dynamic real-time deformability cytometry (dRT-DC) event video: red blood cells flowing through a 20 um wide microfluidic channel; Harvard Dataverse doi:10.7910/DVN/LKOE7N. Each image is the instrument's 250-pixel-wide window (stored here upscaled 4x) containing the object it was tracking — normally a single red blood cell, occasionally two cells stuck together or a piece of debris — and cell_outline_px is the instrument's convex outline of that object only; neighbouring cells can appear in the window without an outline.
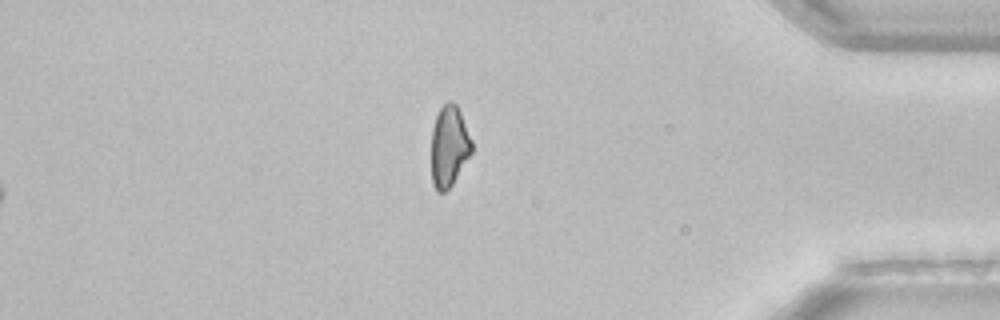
{"species": "common noctule bat (a hibernating species)", "species_latin": "Nyctalus noctula", "temperature_condition": "room temperature", "stored_images_in_passage": 53, "segment_of_instrument_passage": [2, 2], "camera_frame_rate_fps": 3000, "um_per_image_px": 0.085, "animal": {"sex": "female", "body_mass_g": 22.7, "forearm_length_mm": 54.2}, "frame": {"image": 1, "passage_image": 53, "time_ms": 17.333, "image_size_px": [1000, 320], "cell_outline_px": [[472, 152], [452, 184], [444, 192], [436, 192], [432, 184], [432, 128], [436, 116], [440, 108], [448, 100], [452, 100], [456, 104], [460, 112], [472, 140]], "centroid_in_image_um": [38.17, 12.42], "position_along_channel_um": 397.0, "area_um2": 19.02}}